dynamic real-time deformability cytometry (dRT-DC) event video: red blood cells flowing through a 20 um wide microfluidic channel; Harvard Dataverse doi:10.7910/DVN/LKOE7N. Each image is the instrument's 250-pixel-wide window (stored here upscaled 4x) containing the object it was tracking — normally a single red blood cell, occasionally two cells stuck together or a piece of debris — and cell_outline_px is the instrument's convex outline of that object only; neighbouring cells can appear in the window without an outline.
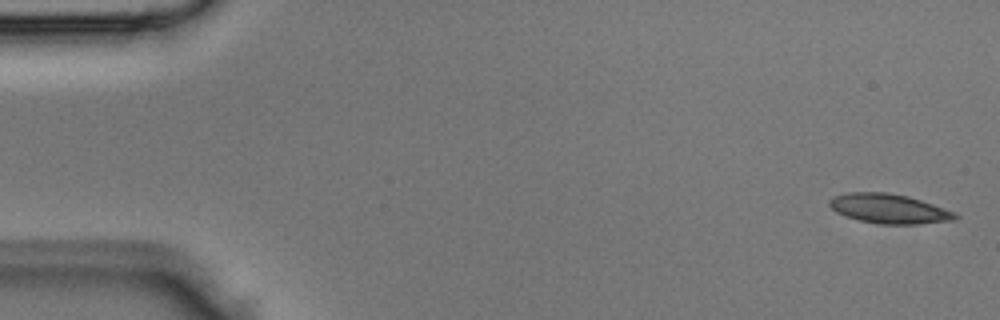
{"species": "Egyptian fruit bat (a non-hibernating species)", "species_latin": "Rousettus aegyptiacus", "temperature_condition": "room temperature", "stored_images_in_passage": 3, "camera_frame_rate_fps": 3000, "um_per_image_px": 0.085, "animal": {"sex": "male"}, "frame": {"image": 1, "passage_image": 1, "time_ms": 0.0, "image_size_px": [1000, 320], "cell_outline_px": [[960, 216], [956, 220], [916, 224], [880, 224], [860, 220], [836, 212], [828, 204], [828, 200], [832, 196], [848, 192], [888, 192], [908, 196], [956, 212]], "centroid_in_image_um": [75.57, 17.73], "position_along_channel_um": 9.4, "area_um2": 21.68}}